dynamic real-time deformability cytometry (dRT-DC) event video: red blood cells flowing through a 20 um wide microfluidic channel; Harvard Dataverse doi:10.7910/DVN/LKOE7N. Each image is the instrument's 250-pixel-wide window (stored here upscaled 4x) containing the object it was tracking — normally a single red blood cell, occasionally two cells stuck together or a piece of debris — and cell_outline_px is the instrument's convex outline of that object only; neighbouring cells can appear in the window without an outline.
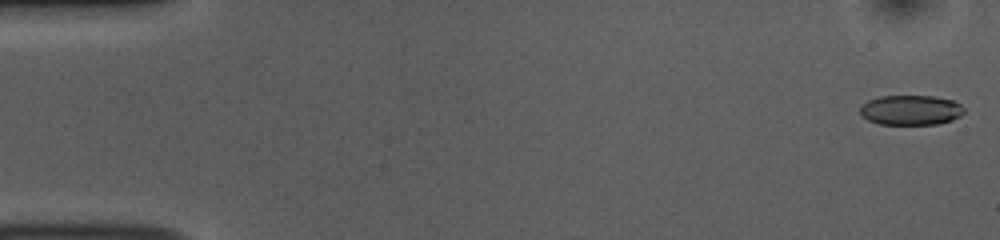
{"species": "common noctule bat (a hibernating species)", "species_latin": "Nyctalus noctula", "temperature_condition": "room temperature", "stored_images_in_passage": 52, "camera_frame_rate_fps": 3000, "um_per_image_px": 0.085, "animal": {"sex": "female", "body_mass_g": 10.0, "forearm_length_mm": 53.1}, "frame": {"image": 1, "passage_image": 1, "time_ms": 0.0, "image_size_px": [1000, 240], "cell_outline_px": [[964, 112], [960, 116], [952, 120], [936, 124], [880, 124], [868, 120], [860, 116], [860, 104], [868, 100], [880, 96], [932, 96], [952, 100], [960, 104], [964, 108]], "centroid_in_image_um": [77.38, 9.35], "position_along_channel_um": 7.6, "area_um2": 18.21}}
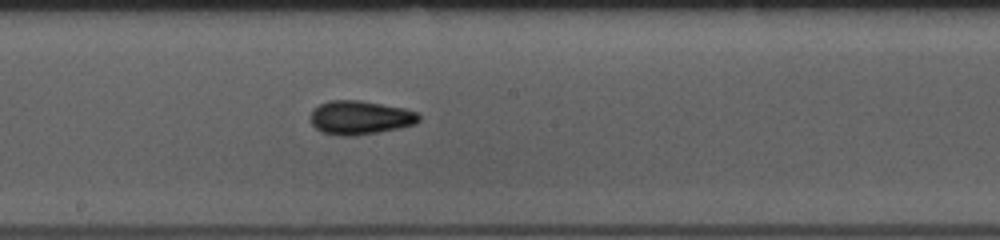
{"frame": {"image": 2, "passage_image": 28, "time_ms": 9.0, "image_size_px": [1000, 240], "cell_outline_px": [[420, 120], [416, 124], [400, 128], [352, 136], [340, 136], [320, 132], [312, 124], [312, 108], [328, 100], [360, 100], [404, 108], [416, 112], [420, 116]], "centroid_in_image_um": [30.6, 9.99], "position_along_channel_um": 217.6, "area_um2": 21.39}}
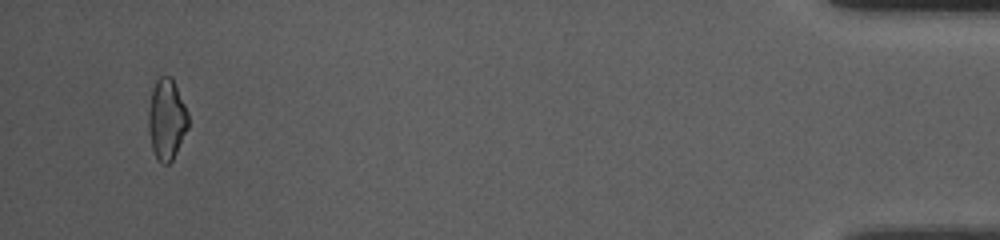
{"frame": {"image": 3, "passage_image": 50, "time_ms": 16.333, "image_size_px": [1000, 240], "cell_outline_px": [[188, 128], [172, 160], [168, 164], [164, 164], [156, 156], [152, 148], [148, 128], [148, 112], [152, 88], [156, 80], [160, 76], [172, 76], [188, 112]], "centroid_in_image_um": [14.16, 10.1], "position_along_channel_um": 421.0, "area_um2": 18.67}, "authors_computed_cell_mechanics": {"area_um2": 19.5364, "velocity_mm_per_s": 3.8275, "shape_relaxation_time_tau1_ms": 3.435, "shape_relaxation_time_tau2_ms": 2.5487, "deformation_change_tau1": 0.109, "deformation_change_tau2": 0.0854}}